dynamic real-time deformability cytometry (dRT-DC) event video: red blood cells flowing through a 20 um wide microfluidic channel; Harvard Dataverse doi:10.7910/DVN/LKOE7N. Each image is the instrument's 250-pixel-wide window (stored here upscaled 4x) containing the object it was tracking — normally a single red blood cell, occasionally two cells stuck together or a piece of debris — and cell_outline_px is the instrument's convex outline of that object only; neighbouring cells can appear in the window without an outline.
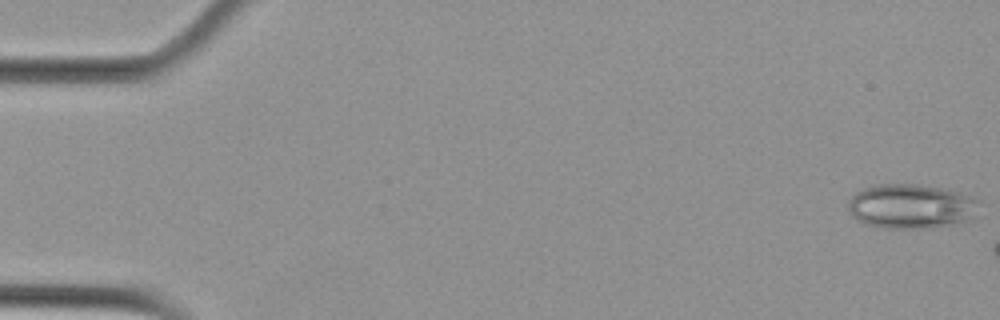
{"species": "Egyptian fruit bat (a non-hibernating species)", "species_latin": "Rousettus aegyptiacus", "temperature_condition": "cold", "stored_images_in_passage": 4, "camera_frame_rate_fps": 3000, "um_per_image_px": 0.085, "animal": {"sex": "female"}, "frame": {"image": 1, "passage_image": 1, "time_ms": 0.0, "image_size_px": [1000, 320], "cell_outline_px": [[980, 200], [972, 216], [968, 220], [948, 224], [912, 228], [880, 228], [864, 224], [856, 220], [852, 216], [848, 208], [848, 200], [856, 192], [872, 184], [912, 184], [944, 188], [960, 192], [972, 196]], "centroid_in_image_um": [77.37, 17.51], "position_along_channel_um": 7.6, "area_um2": 33.81}}